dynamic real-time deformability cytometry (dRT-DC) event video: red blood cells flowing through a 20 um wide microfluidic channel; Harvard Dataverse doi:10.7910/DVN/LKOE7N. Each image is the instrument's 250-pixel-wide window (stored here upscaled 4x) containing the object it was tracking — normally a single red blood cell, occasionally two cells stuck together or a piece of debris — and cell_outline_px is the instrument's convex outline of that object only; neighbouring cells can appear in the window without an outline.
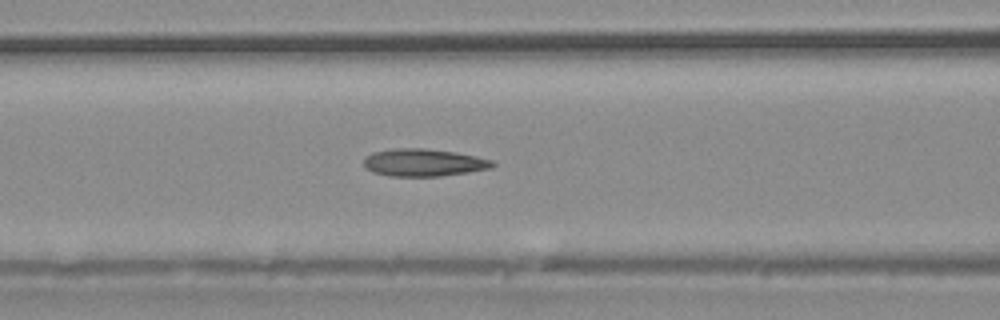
{"species": "common noctule bat (a hibernating species)", "species_latin": "Nyctalus noctula", "temperature_condition": "warm", "stored_images_in_passage": 23, "camera_frame_rate_fps": 3000, "um_per_image_px": 0.085, "animal": {"sex": "male", "body_mass_g": 20.4}, "frame": {"image": 1, "passage_image": 4, "time_ms": 1.0, "image_size_px": [1000, 320], "cell_outline_px": [[496, 164], [492, 168], [468, 172], [440, 176], [388, 176], [372, 172], [364, 164], [364, 160], [372, 152], [392, 148], [424, 148], [452, 152], [476, 156], [492, 160]], "centroid_in_image_um": [36.01, 13.82], "position_along_channel_um": 130.6, "area_um2": 20.52}}
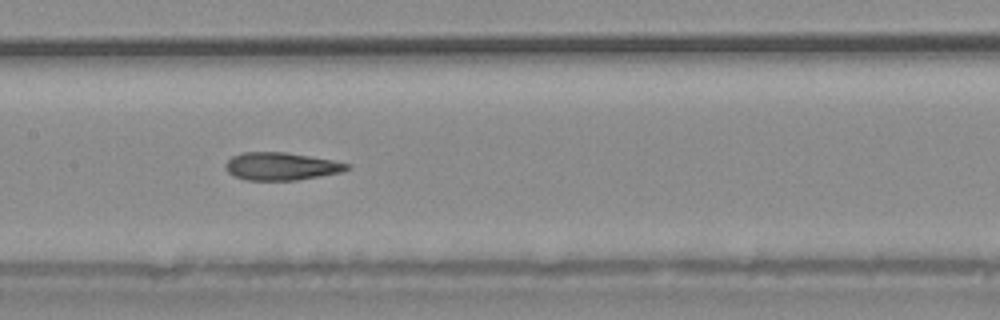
{"frame": {"image": 2, "passage_image": 7, "time_ms": 2.0, "image_size_px": [1000, 320], "cell_outline_px": [[352, 168], [340, 172], [320, 176], [296, 180], [248, 180], [232, 176], [224, 168], [224, 164], [232, 156], [244, 152], [284, 152], [332, 160], [352, 164]], "centroid_in_image_um": [23.89, 14.14], "position_along_channel_um": 183.5, "area_um2": 19.65}}